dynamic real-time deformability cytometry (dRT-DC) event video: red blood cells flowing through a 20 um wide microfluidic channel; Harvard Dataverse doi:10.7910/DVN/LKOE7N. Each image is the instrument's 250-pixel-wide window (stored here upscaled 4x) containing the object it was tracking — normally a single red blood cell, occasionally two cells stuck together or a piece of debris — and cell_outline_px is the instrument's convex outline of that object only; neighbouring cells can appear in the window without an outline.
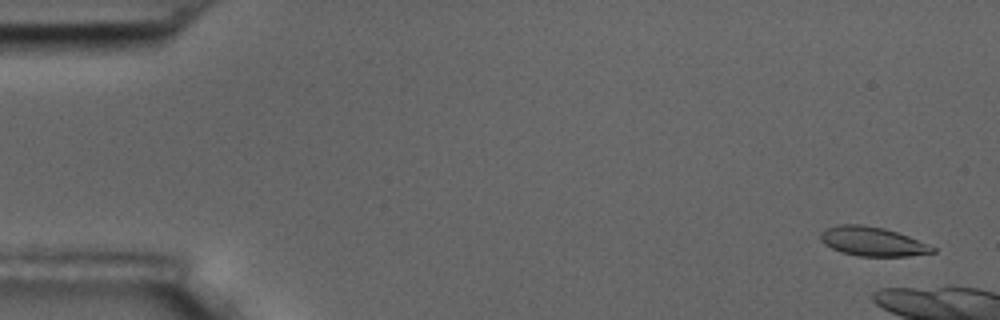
{"species": "common noctule bat (a hibernating species)", "species_latin": "Nyctalus noctula", "temperature_condition": "room temperature", "stored_images_in_passage": 7, "camera_frame_rate_fps": 3000, "um_per_image_px": 0.085, "animal": {"sex": "male", "body_mass_g": 17.5, "forearm_length_mm": 52.3}, "frame": {"image": 1, "passage_image": 1, "time_ms": 0.0, "image_size_px": [1000, 320], "cell_outline_px": [[936, 252], [908, 256], [856, 256], [840, 252], [824, 244], [820, 240], [820, 232], [824, 228], [836, 224], [864, 224], [884, 228], [908, 236], [936, 248]], "centroid_in_image_um": [74.1, 20.51], "position_along_channel_um": 10.9, "area_um2": 19.19}}